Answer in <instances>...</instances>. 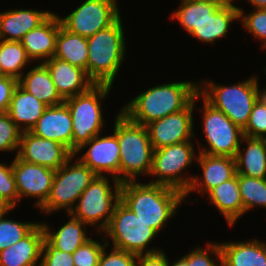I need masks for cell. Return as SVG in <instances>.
<instances>
[{
	"label": "cell",
	"mask_w": 266,
	"mask_h": 266,
	"mask_svg": "<svg viewBox=\"0 0 266 266\" xmlns=\"http://www.w3.org/2000/svg\"><path fill=\"white\" fill-rule=\"evenodd\" d=\"M184 200L181 191L166 185L135 181L121 183L120 201L158 233Z\"/></svg>",
	"instance_id": "obj_1"
},
{
	"label": "cell",
	"mask_w": 266,
	"mask_h": 266,
	"mask_svg": "<svg viewBox=\"0 0 266 266\" xmlns=\"http://www.w3.org/2000/svg\"><path fill=\"white\" fill-rule=\"evenodd\" d=\"M196 82H172L143 91L123 106V113L130 121L146 126L185 109L198 93Z\"/></svg>",
	"instance_id": "obj_2"
},
{
	"label": "cell",
	"mask_w": 266,
	"mask_h": 266,
	"mask_svg": "<svg viewBox=\"0 0 266 266\" xmlns=\"http://www.w3.org/2000/svg\"><path fill=\"white\" fill-rule=\"evenodd\" d=\"M113 127L120 149L119 182L136 181L142 173L148 176L154 148L147 127L130 121L121 112L117 113Z\"/></svg>",
	"instance_id": "obj_3"
},
{
	"label": "cell",
	"mask_w": 266,
	"mask_h": 266,
	"mask_svg": "<svg viewBox=\"0 0 266 266\" xmlns=\"http://www.w3.org/2000/svg\"><path fill=\"white\" fill-rule=\"evenodd\" d=\"M122 26L120 17L113 25L87 38V75L95 84L113 85L126 55Z\"/></svg>",
	"instance_id": "obj_4"
},
{
	"label": "cell",
	"mask_w": 266,
	"mask_h": 266,
	"mask_svg": "<svg viewBox=\"0 0 266 266\" xmlns=\"http://www.w3.org/2000/svg\"><path fill=\"white\" fill-rule=\"evenodd\" d=\"M197 84L198 92L242 129L247 125L254 103L262 95L255 75L232 86L218 85L212 80H204V87Z\"/></svg>",
	"instance_id": "obj_5"
},
{
	"label": "cell",
	"mask_w": 266,
	"mask_h": 266,
	"mask_svg": "<svg viewBox=\"0 0 266 266\" xmlns=\"http://www.w3.org/2000/svg\"><path fill=\"white\" fill-rule=\"evenodd\" d=\"M111 87L108 84H95L87 92L65 99L72 117L73 154L102 132L104 120L99 102L108 97Z\"/></svg>",
	"instance_id": "obj_6"
},
{
	"label": "cell",
	"mask_w": 266,
	"mask_h": 266,
	"mask_svg": "<svg viewBox=\"0 0 266 266\" xmlns=\"http://www.w3.org/2000/svg\"><path fill=\"white\" fill-rule=\"evenodd\" d=\"M107 178L97 175L81 194L75 208L70 212L86 226L96 224L99 233H102L108 226L114 208L120 201L121 183L113 177L114 187L110 186V180Z\"/></svg>",
	"instance_id": "obj_7"
},
{
	"label": "cell",
	"mask_w": 266,
	"mask_h": 266,
	"mask_svg": "<svg viewBox=\"0 0 266 266\" xmlns=\"http://www.w3.org/2000/svg\"><path fill=\"white\" fill-rule=\"evenodd\" d=\"M110 237L115 249L140 254H152L162 250L148 248V244L158 232L139 219L128 207L119 201L110 222L103 231ZM148 250L145 251V248Z\"/></svg>",
	"instance_id": "obj_8"
},
{
	"label": "cell",
	"mask_w": 266,
	"mask_h": 266,
	"mask_svg": "<svg viewBox=\"0 0 266 266\" xmlns=\"http://www.w3.org/2000/svg\"><path fill=\"white\" fill-rule=\"evenodd\" d=\"M72 159L74 155L55 171L49 198L40 208L41 212L48 215L65 209L67 214L70 213L81 194L97 176L79 159L74 164Z\"/></svg>",
	"instance_id": "obj_9"
},
{
	"label": "cell",
	"mask_w": 266,
	"mask_h": 266,
	"mask_svg": "<svg viewBox=\"0 0 266 266\" xmlns=\"http://www.w3.org/2000/svg\"><path fill=\"white\" fill-rule=\"evenodd\" d=\"M191 142H181L154 150L149 175L156 177L157 180L149 183L166 185L185 194L194 178L193 176L186 178L182 174L194 161L196 151Z\"/></svg>",
	"instance_id": "obj_10"
},
{
	"label": "cell",
	"mask_w": 266,
	"mask_h": 266,
	"mask_svg": "<svg viewBox=\"0 0 266 266\" xmlns=\"http://www.w3.org/2000/svg\"><path fill=\"white\" fill-rule=\"evenodd\" d=\"M203 98V133L208 148H200V153L212 156H228L235 158L242 146L243 129L234 124L222 111Z\"/></svg>",
	"instance_id": "obj_11"
},
{
	"label": "cell",
	"mask_w": 266,
	"mask_h": 266,
	"mask_svg": "<svg viewBox=\"0 0 266 266\" xmlns=\"http://www.w3.org/2000/svg\"><path fill=\"white\" fill-rule=\"evenodd\" d=\"M117 0H85L69 15L59 20L68 31L84 38L113 25L120 18Z\"/></svg>",
	"instance_id": "obj_12"
},
{
	"label": "cell",
	"mask_w": 266,
	"mask_h": 266,
	"mask_svg": "<svg viewBox=\"0 0 266 266\" xmlns=\"http://www.w3.org/2000/svg\"><path fill=\"white\" fill-rule=\"evenodd\" d=\"M201 98L198 92L193 101L182 111L167 115L146 125L154 150L173 144L192 141L194 138L193 112L195 102Z\"/></svg>",
	"instance_id": "obj_13"
},
{
	"label": "cell",
	"mask_w": 266,
	"mask_h": 266,
	"mask_svg": "<svg viewBox=\"0 0 266 266\" xmlns=\"http://www.w3.org/2000/svg\"><path fill=\"white\" fill-rule=\"evenodd\" d=\"M12 170L19 201L24 196L37 197L38 200L34 205L38 209L41 208L49 198L56 170L25 162L17 155L12 161Z\"/></svg>",
	"instance_id": "obj_14"
},
{
	"label": "cell",
	"mask_w": 266,
	"mask_h": 266,
	"mask_svg": "<svg viewBox=\"0 0 266 266\" xmlns=\"http://www.w3.org/2000/svg\"><path fill=\"white\" fill-rule=\"evenodd\" d=\"M17 156L28 163L57 170L74 154L57 141L36 136L31 131H23Z\"/></svg>",
	"instance_id": "obj_15"
},
{
	"label": "cell",
	"mask_w": 266,
	"mask_h": 266,
	"mask_svg": "<svg viewBox=\"0 0 266 266\" xmlns=\"http://www.w3.org/2000/svg\"><path fill=\"white\" fill-rule=\"evenodd\" d=\"M85 147L88 150L79 160L96 175L105 176L106 173H109L112 178L114 177L119 181L120 149L117 136L114 133L103 137L97 135L84 143L74 156H77L79 152L81 153Z\"/></svg>",
	"instance_id": "obj_16"
},
{
	"label": "cell",
	"mask_w": 266,
	"mask_h": 266,
	"mask_svg": "<svg viewBox=\"0 0 266 266\" xmlns=\"http://www.w3.org/2000/svg\"><path fill=\"white\" fill-rule=\"evenodd\" d=\"M196 156L198 157L195 160L198 161L202 168L203 178L197 179L194 176L189 189L184 194V198L196 190H199V194L206 195L212 188L217 187L237 174L236 161L233 157L212 156L200 152Z\"/></svg>",
	"instance_id": "obj_17"
},
{
	"label": "cell",
	"mask_w": 266,
	"mask_h": 266,
	"mask_svg": "<svg viewBox=\"0 0 266 266\" xmlns=\"http://www.w3.org/2000/svg\"><path fill=\"white\" fill-rule=\"evenodd\" d=\"M30 131L41 138L57 141L72 152V117L65 102L48 106Z\"/></svg>",
	"instance_id": "obj_18"
},
{
	"label": "cell",
	"mask_w": 266,
	"mask_h": 266,
	"mask_svg": "<svg viewBox=\"0 0 266 266\" xmlns=\"http://www.w3.org/2000/svg\"><path fill=\"white\" fill-rule=\"evenodd\" d=\"M43 63L48 68L52 81L64 100L85 93L95 85L85 70L66 61L52 57Z\"/></svg>",
	"instance_id": "obj_19"
},
{
	"label": "cell",
	"mask_w": 266,
	"mask_h": 266,
	"mask_svg": "<svg viewBox=\"0 0 266 266\" xmlns=\"http://www.w3.org/2000/svg\"><path fill=\"white\" fill-rule=\"evenodd\" d=\"M58 30L59 15L53 13L43 24L22 37L20 43L31 61L42 58L45 62L54 56Z\"/></svg>",
	"instance_id": "obj_20"
},
{
	"label": "cell",
	"mask_w": 266,
	"mask_h": 266,
	"mask_svg": "<svg viewBox=\"0 0 266 266\" xmlns=\"http://www.w3.org/2000/svg\"><path fill=\"white\" fill-rule=\"evenodd\" d=\"M45 239L41 222L22 240L0 251V266H36Z\"/></svg>",
	"instance_id": "obj_21"
},
{
	"label": "cell",
	"mask_w": 266,
	"mask_h": 266,
	"mask_svg": "<svg viewBox=\"0 0 266 266\" xmlns=\"http://www.w3.org/2000/svg\"><path fill=\"white\" fill-rule=\"evenodd\" d=\"M52 14L53 12L33 9H14L1 12L0 40L20 41L26 33L39 27Z\"/></svg>",
	"instance_id": "obj_22"
},
{
	"label": "cell",
	"mask_w": 266,
	"mask_h": 266,
	"mask_svg": "<svg viewBox=\"0 0 266 266\" xmlns=\"http://www.w3.org/2000/svg\"><path fill=\"white\" fill-rule=\"evenodd\" d=\"M222 266H266V243L258 239L246 242H223Z\"/></svg>",
	"instance_id": "obj_23"
},
{
	"label": "cell",
	"mask_w": 266,
	"mask_h": 266,
	"mask_svg": "<svg viewBox=\"0 0 266 266\" xmlns=\"http://www.w3.org/2000/svg\"><path fill=\"white\" fill-rule=\"evenodd\" d=\"M47 107L45 103L28 93L18 84L14 90L7 113L22 131H30L37 124L38 119Z\"/></svg>",
	"instance_id": "obj_24"
},
{
	"label": "cell",
	"mask_w": 266,
	"mask_h": 266,
	"mask_svg": "<svg viewBox=\"0 0 266 266\" xmlns=\"http://www.w3.org/2000/svg\"><path fill=\"white\" fill-rule=\"evenodd\" d=\"M210 202L222 213L228 225L233 227L244 214L241 193L238 186V174L212 188L207 194Z\"/></svg>",
	"instance_id": "obj_25"
},
{
	"label": "cell",
	"mask_w": 266,
	"mask_h": 266,
	"mask_svg": "<svg viewBox=\"0 0 266 266\" xmlns=\"http://www.w3.org/2000/svg\"><path fill=\"white\" fill-rule=\"evenodd\" d=\"M243 142L247 143L245 150L242 151V148H239L235 156L237 174L251 178L265 179L266 138H250L244 136L241 144Z\"/></svg>",
	"instance_id": "obj_26"
},
{
	"label": "cell",
	"mask_w": 266,
	"mask_h": 266,
	"mask_svg": "<svg viewBox=\"0 0 266 266\" xmlns=\"http://www.w3.org/2000/svg\"><path fill=\"white\" fill-rule=\"evenodd\" d=\"M19 85L47 106L60 105L65 101L58 93L43 61L23 74Z\"/></svg>",
	"instance_id": "obj_27"
},
{
	"label": "cell",
	"mask_w": 266,
	"mask_h": 266,
	"mask_svg": "<svg viewBox=\"0 0 266 266\" xmlns=\"http://www.w3.org/2000/svg\"><path fill=\"white\" fill-rule=\"evenodd\" d=\"M239 8L235 5L219 7L208 19L195 26L189 34L204 43H213L225 37L232 21L239 20Z\"/></svg>",
	"instance_id": "obj_28"
},
{
	"label": "cell",
	"mask_w": 266,
	"mask_h": 266,
	"mask_svg": "<svg viewBox=\"0 0 266 266\" xmlns=\"http://www.w3.org/2000/svg\"><path fill=\"white\" fill-rule=\"evenodd\" d=\"M68 215L71 216L69 221L61 226L57 232L50 230L48 224H41L44 230L45 239L54 248L72 254L78 247L82 246L91 238L87 237V231L86 229H83L86 224L75 218L72 214L68 213Z\"/></svg>",
	"instance_id": "obj_29"
},
{
	"label": "cell",
	"mask_w": 266,
	"mask_h": 266,
	"mask_svg": "<svg viewBox=\"0 0 266 266\" xmlns=\"http://www.w3.org/2000/svg\"><path fill=\"white\" fill-rule=\"evenodd\" d=\"M53 57L82 68L87 73L88 44L87 38L66 30L60 23Z\"/></svg>",
	"instance_id": "obj_30"
},
{
	"label": "cell",
	"mask_w": 266,
	"mask_h": 266,
	"mask_svg": "<svg viewBox=\"0 0 266 266\" xmlns=\"http://www.w3.org/2000/svg\"><path fill=\"white\" fill-rule=\"evenodd\" d=\"M180 2L179 9L173 12L170 19L179 20V24L188 33L200 22L208 19L219 8L216 5L195 0H181Z\"/></svg>",
	"instance_id": "obj_31"
},
{
	"label": "cell",
	"mask_w": 266,
	"mask_h": 266,
	"mask_svg": "<svg viewBox=\"0 0 266 266\" xmlns=\"http://www.w3.org/2000/svg\"><path fill=\"white\" fill-rule=\"evenodd\" d=\"M31 60L20 41L0 40V64L6 76L20 79L23 75L22 69L28 66Z\"/></svg>",
	"instance_id": "obj_32"
},
{
	"label": "cell",
	"mask_w": 266,
	"mask_h": 266,
	"mask_svg": "<svg viewBox=\"0 0 266 266\" xmlns=\"http://www.w3.org/2000/svg\"><path fill=\"white\" fill-rule=\"evenodd\" d=\"M238 186L244 214L255 206L266 208V178L258 179L238 174Z\"/></svg>",
	"instance_id": "obj_33"
},
{
	"label": "cell",
	"mask_w": 266,
	"mask_h": 266,
	"mask_svg": "<svg viewBox=\"0 0 266 266\" xmlns=\"http://www.w3.org/2000/svg\"><path fill=\"white\" fill-rule=\"evenodd\" d=\"M36 222H20L0 216V251L26 237L37 225Z\"/></svg>",
	"instance_id": "obj_34"
},
{
	"label": "cell",
	"mask_w": 266,
	"mask_h": 266,
	"mask_svg": "<svg viewBox=\"0 0 266 266\" xmlns=\"http://www.w3.org/2000/svg\"><path fill=\"white\" fill-rule=\"evenodd\" d=\"M243 133L250 138H266V98L263 94L254 103Z\"/></svg>",
	"instance_id": "obj_35"
},
{
	"label": "cell",
	"mask_w": 266,
	"mask_h": 266,
	"mask_svg": "<svg viewBox=\"0 0 266 266\" xmlns=\"http://www.w3.org/2000/svg\"><path fill=\"white\" fill-rule=\"evenodd\" d=\"M102 237L104 241L106 240L104 244L89 239L72 253L74 266H98L104 247L109 245V240Z\"/></svg>",
	"instance_id": "obj_36"
},
{
	"label": "cell",
	"mask_w": 266,
	"mask_h": 266,
	"mask_svg": "<svg viewBox=\"0 0 266 266\" xmlns=\"http://www.w3.org/2000/svg\"><path fill=\"white\" fill-rule=\"evenodd\" d=\"M22 130L10 119L8 113L0 114V152L18 150Z\"/></svg>",
	"instance_id": "obj_37"
},
{
	"label": "cell",
	"mask_w": 266,
	"mask_h": 266,
	"mask_svg": "<svg viewBox=\"0 0 266 266\" xmlns=\"http://www.w3.org/2000/svg\"><path fill=\"white\" fill-rule=\"evenodd\" d=\"M254 10L244 15L243 10L239 8V19L249 33L263 42L262 48L266 49V8Z\"/></svg>",
	"instance_id": "obj_38"
},
{
	"label": "cell",
	"mask_w": 266,
	"mask_h": 266,
	"mask_svg": "<svg viewBox=\"0 0 266 266\" xmlns=\"http://www.w3.org/2000/svg\"><path fill=\"white\" fill-rule=\"evenodd\" d=\"M206 245L207 249L198 247L183 256L187 260L188 266H222L221 248L219 243H207ZM210 252L212 255L214 254L216 256L215 258L216 260L218 259V262H214V260L211 259V255H209Z\"/></svg>",
	"instance_id": "obj_39"
},
{
	"label": "cell",
	"mask_w": 266,
	"mask_h": 266,
	"mask_svg": "<svg viewBox=\"0 0 266 266\" xmlns=\"http://www.w3.org/2000/svg\"><path fill=\"white\" fill-rule=\"evenodd\" d=\"M0 196L14 209L19 202L12 162L0 163Z\"/></svg>",
	"instance_id": "obj_40"
},
{
	"label": "cell",
	"mask_w": 266,
	"mask_h": 266,
	"mask_svg": "<svg viewBox=\"0 0 266 266\" xmlns=\"http://www.w3.org/2000/svg\"><path fill=\"white\" fill-rule=\"evenodd\" d=\"M39 266H74L71 253L54 248L46 239L43 242L41 263Z\"/></svg>",
	"instance_id": "obj_41"
},
{
	"label": "cell",
	"mask_w": 266,
	"mask_h": 266,
	"mask_svg": "<svg viewBox=\"0 0 266 266\" xmlns=\"http://www.w3.org/2000/svg\"><path fill=\"white\" fill-rule=\"evenodd\" d=\"M104 247L98 266H136L137 254L112 248V251L106 253Z\"/></svg>",
	"instance_id": "obj_42"
},
{
	"label": "cell",
	"mask_w": 266,
	"mask_h": 266,
	"mask_svg": "<svg viewBox=\"0 0 266 266\" xmlns=\"http://www.w3.org/2000/svg\"><path fill=\"white\" fill-rule=\"evenodd\" d=\"M19 84V80L6 76L0 78V114L8 111L14 90Z\"/></svg>",
	"instance_id": "obj_43"
},
{
	"label": "cell",
	"mask_w": 266,
	"mask_h": 266,
	"mask_svg": "<svg viewBox=\"0 0 266 266\" xmlns=\"http://www.w3.org/2000/svg\"><path fill=\"white\" fill-rule=\"evenodd\" d=\"M163 251L138 255L136 266H169V260Z\"/></svg>",
	"instance_id": "obj_44"
},
{
	"label": "cell",
	"mask_w": 266,
	"mask_h": 266,
	"mask_svg": "<svg viewBox=\"0 0 266 266\" xmlns=\"http://www.w3.org/2000/svg\"><path fill=\"white\" fill-rule=\"evenodd\" d=\"M195 1L210 3V4L216 5L218 7H227L230 5H234L233 0H195Z\"/></svg>",
	"instance_id": "obj_45"
},
{
	"label": "cell",
	"mask_w": 266,
	"mask_h": 266,
	"mask_svg": "<svg viewBox=\"0 0 266 266\" xmlns=\"http://www.w3.org/2000/svg\"><path fill=\"white\" fill-rule=\"evenodd\" d=\"M13 208L0 196V216L8 214Z\"/></svg>",
	"instance_id": "obj_46"
},
{
	"label": "cell",
	"mask_w": 266,
	"mask_h": 266,
	"mask_svg": "<svg viewBox=\"0 0 266 266\" xmlns=\"http://www.w3.org/2000/svg\"><path fill=\"white\" fill-rule=\"evenodd\" d=\"M254 9L266 8V0H248Z\"/></svg>",
	"instance_id": "obj_47"
},
{
	"label": "cell",
	"mask_w": 266,
	"mask_h": 266,
	"mask_svg": "<svg viewBox=\"0 0 266 266\" xmlns=\"http://www.w3.org/2000/svg\"><path fill=\"white\" fill-rule=\"evenodd\" d=\"M170 264H169V266H188V262L184 257H181L180 259H178L175 262L170 263Z\"/></svg>",
	"instance_id": "obj_48"
},
{
	"label": "cell",
	"mask_w": 266,
	"mask_h": 266,
	"mask_svg": "<svg viewBox=\"0 0 266 266\" xmlns=\"http://www.w3.org/2000/svg\"><path fill=\"white\" fill-rule=\"evenodd\" d=\"M6 77V75L4 74L3 70H2V66L0 64V78Z\"/></svg>",
	"instance_id": "obj_49"
},
{
	"label": "cell",
	"mask_w": 266,
	"mask_h": 266,
	"mask_svg": "<svg viewBox=\"0 0 266 266\" xmlns=\"http://www.w3.org/2000/svg\"><path fill=\"white\" fill-rule=\"evenodd\" d=\"M262 94L265 96V98H266V89H263L262 90Z\"/></svg>",
	"instance_id": "obj_50"
}]
</instances>
